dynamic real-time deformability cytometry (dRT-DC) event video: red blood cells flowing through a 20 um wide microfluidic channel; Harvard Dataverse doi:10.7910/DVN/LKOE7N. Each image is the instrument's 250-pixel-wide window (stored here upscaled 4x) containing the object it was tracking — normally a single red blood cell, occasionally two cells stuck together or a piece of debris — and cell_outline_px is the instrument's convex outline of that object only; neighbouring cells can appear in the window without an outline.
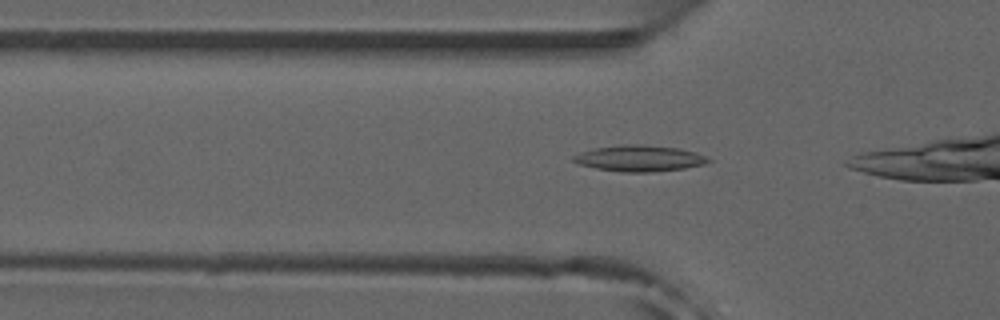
{"species": "common noctule bat (a hibernating species)", "species_latin": "Nyctalus noctula", "temperature_condition": "room temperature", "stored_images_in_passage": 12, "camera_frame_rate_fps": 3000, "um_per_image_px": 0.085, "animal": {"sex": "male", "forearm_length_mm": 52.5}, "frame": {"image": 1, "passage_image": 7, "time_ms": 2.0, "image_size_px": [1000, 320], "cell_outline_px": [[712, 160], [704, 164], [684, 168], [648, 172], [620, 172], [596, 168], [580, 164], [572, 160], [572, 156], [580, 152], [596, 148], [620, 144], [640, 144], [676, 148], [696, 152]], "centroid_in_image_um": [54.32, 13.45], "position_along_channel_um": 71.5, "area_um2": 20.35}}